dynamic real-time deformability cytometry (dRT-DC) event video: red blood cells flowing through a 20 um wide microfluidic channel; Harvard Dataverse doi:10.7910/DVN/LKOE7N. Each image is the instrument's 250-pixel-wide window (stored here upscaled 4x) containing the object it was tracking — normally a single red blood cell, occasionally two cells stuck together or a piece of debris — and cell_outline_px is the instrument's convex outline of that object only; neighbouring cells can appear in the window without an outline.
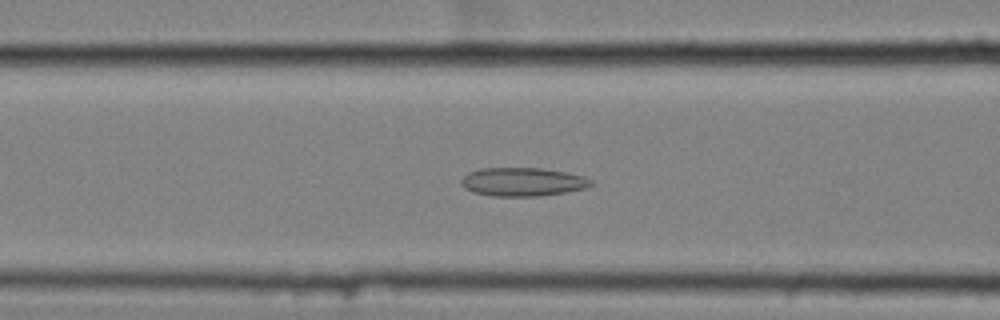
{"species": "common noctule bat (a hibernating species)", "species_latin": "Nyctalus noctula", "temperature_condition": "cold", "stored_images_in_passage": 53, "camera_frame_rate_fps": 3000, "um_per_image_px": 0.085, "animal": {"sex": "female", "body_mass_g": 25.1}, "frame": {"image": 1, "passage_image": 19, "time_ms": 6.0, "image_size_px": [1000, 320], "cell_outline_px": [[592, 184], [588, 188], [564, 192], [536, 196], [492, 196], [476, 192], [464, 188], [460, 184], [460, 180], [468, 172], [480, 168], [540, 168], [564, 172], [584, 176], [592, 180]], "centroid_in_image_um": [44.41, 15.45], "position_along_channel_um": 122.2, "area_um2": 21.5}}
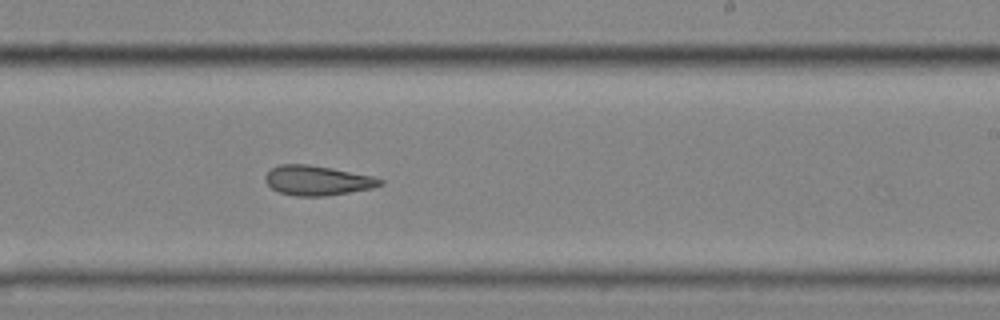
{"frame": {"image": 2, "passage_image": 31, "time_ms": 10.0, "image_size_px": [1000, 320], "cell_outline_px": [[384, 184], [372, 188], [324, 196], [296, 196], [280, 192], [272, 188], [264, 180], [264, 176], [272, 168], [280, 164], [308, 164], [332, 168], [372, 176], [384, 180]], "centroid_in_image_um": [26.97, 15.33], "position_along_channel_um": 262.0, "area_um2": 19.77}}
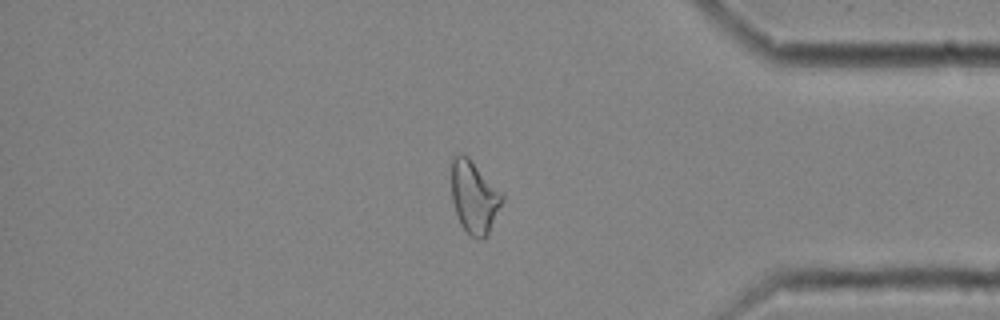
{"frame": {"image": 3, "passage_image": 44, "time_ms": 14.333, "image_size_px": [1000, 320], "cell_outline_px": [[504, 200], [488, 232], [480, 240], [476, 240], [460, 224], [452, 200], [452, 160], [460, 152], [468, 156], [504, 196]], "centroid_in_image_um": [40.29, 16.74], "position_along_channel_um": 394.9, "area_um2": 20.92}, "authors_computed_cell_mechanics": {"area_um2": 21.5016, "velocity_mm_per_s": 3.5053, "shape_relaxation_time_tau1_ms": null, "shape_relaxation_time_tau2_ms": 4.2623, "deformation_change_tau1": null, "deformation_change_tau2": 0.1232}}